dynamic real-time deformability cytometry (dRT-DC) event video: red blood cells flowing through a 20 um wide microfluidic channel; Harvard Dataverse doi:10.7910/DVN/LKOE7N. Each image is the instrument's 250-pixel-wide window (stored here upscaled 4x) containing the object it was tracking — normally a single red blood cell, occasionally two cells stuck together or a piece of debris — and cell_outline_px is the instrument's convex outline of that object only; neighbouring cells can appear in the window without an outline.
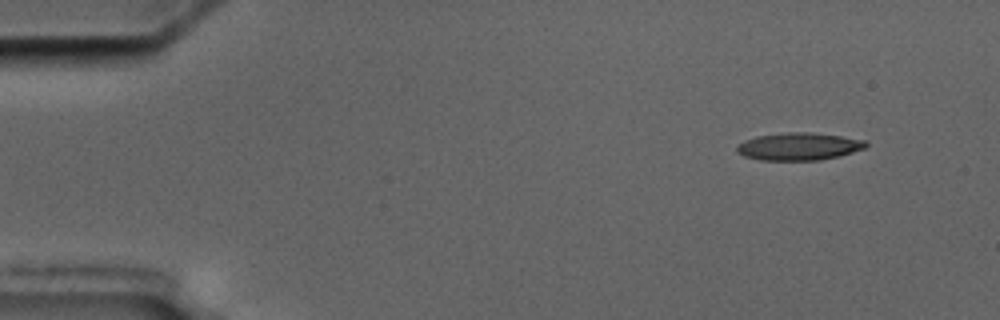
{"species": "common noctule bat (a hibernating species)", "species_latin": "Nyctalus noctula", "temperature_condition": "cold", "stored_images_in_passage": 3, "camera_frame_rate_fps": 3000, "um_per_image_px": 0.085, "animal": {"sex": "male", "body_mass_g": 17.5, "forearm_length_mm": 52.3}, "frame": {"image": 1, "passage_image": 1, "time_ms": 0.0, "image_size_px": [1000, 320], "cell_outline_px": [[868, 144], [864, 148], [840, 156], [820, 160], [760, 160], [744, 156], [736, 152], [736, 144], [744, 140], [756, 136], [788, 132], [812, 132], [840, 136], [864, 140]], "centroid_in_image_um": [67.85, 12.45], "position_along_channel_um": 17.1, "area_um2": 20.75}}